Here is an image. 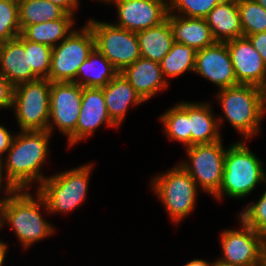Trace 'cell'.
Instances as JSON below:
<instances>
[{
    "mask_svg": "<svg viewBox=\"0 0 266 266\" xmlns=\"http://www.w3.org/2000/svg\"><path fill=\"white\" fill-rule=\"evenodd\" d=\"M151 184V189L161 199L174 223L184 219L195 208L198 186L180 164L155 176Z\"/></svg>",
    "mask_w": 266,
    "mask_h": 266,
    "instance_id": "cell-6",
    "label": "cell"
},
{
    "mask_svg": "<svg viewBox=\"0 0 266 266\" xmlns=\"http://www.w3.org/2000/svg\"><path fill=\"white\" fill-rule=\"evenodd\" d=\"M4 199H6V197L4 198H2V199H0V218H1V202L4 200ZM0 229H1V221H0Z\"/></svg>",
    "mask_w": 266,
    "mask_h": 266,
    "instance_id": "cell-44",
    "label": "cell"
},
{
    "mask_svg": "<svg viewBox=\"0 0 266 266\" xmlns=\"http://www.w3.org/2000/svg\"><path fill=\"white\" fill-rule=\"evenodd\" d=\"M239 84L266 89V66L258 51L245 36L226 42Z\"/></svg>",
    "mask_w": 266,
    "mask_h": 266,
    "instance_id": "cell-15",
    "label": "cell"
},
{
    "mask_svg": "<svg viewBox=\"0 0 266 266\" xmlns=\"http://www.w3.org/2000/svg\"><path fill=\"white\" fill-rule=\"evenodd\" d=\"M92 164L82 165L46 178L37 192L47 205V212L68 213L82 203L88 191Z\"/></svg>",
    "mask_w": 266,
    "mask_h": 266,
    "instance_id": "cell-5",
    "label": "cell"
},
{
    "mask_svg": "<svg viewBox=\"0 0 266 266\" xmlns=\"http://www.w3.org/2000/svg\"><path fill=\"white\" fill-rule=\"evenodd\" d=\"M73 15L66 13L62 18L39 24L25 26L21 35L28 41L55 47L57 42L63 41L72 31Z\"/></svg>",
    "mask_w": 266,
    "mask_h": 266,
    "instance_id": "cell-25",
    "label": "cell"
},
{
    "mask_svg": "<svg viewBox=\"0 0 266 266\" xmlns=\"http://www.w3.org/2000/svg\"><path fill=\"white\" fill-rule=\"evenodd\" d=\"M118 73L119 71L112 63L95 47L88 58L79 66L74 83L81 87L103 88Z\"/></svg>",
    "mask_w": 266,
    "mask_h": 266,
    "instance_id": "cell-23",
    "label": "cell"
},
{
    "mask_svg": "<svg viewBox=\"0 0 266 266\" xmlns=\"http://www.w3.org/2000/svg\"><path fill=\"white\" fill-rule=\"evenodd\" d=\"M263 266H266V238H264Z\"/></svg>",
    "mask_w": 266,
    "mask_h": 266,
    "instance_id": "cell-42",
    "label": "cell"
},
{
    "mask_svg": "<svg viewBox=\"0 0 266 266\" xmlns=\"http://www.w3.org/2000/svg\"><path fill=\"white\" fill-rule=\"evenodd\" d=\"M19 23L25 26L62 18L66 12L48 0H18Z\"/></svg>",
    "mask_w": 266,
    "mask_h": 266,
    "instance_id": "cell-26",
    "label": "cell"
},
{
    "mask_svg": "<svg viewBox=\"0 0 266 266\" xmlns=\"http://www.w3.org/2000/svg\"><path fill=\"white\" fill-rule=\"evenodd\" d=\"M216 42L243 36L237 0H222L205 17Z\"/></svg>",
    "mask_w": 266,
    "mask_h": 266,
    "instance_id": "cell-20",
    "label": "cell"
},
{
    "mask_svg": "<svg viewBox=\"0 0 266 266\" xmlns=\"http://www.w3.org/2000/svg\"><path fill=\"white\" fill-rule=\"evenodd\" d=\"M255 1L266 10V0H255Z\"/></svg>",
    "mask_w": 266,
    "mask_h": 266,
    "instance_id": "cell-43",
    "label": "cell"
},
{
    "mask_svg": "<svg viewBox=\"0 0 266 266\" xmlns=\"http://www.w3.org/2000/svg\"><path fill=\"white\" fill-rule=\"evenodd\" d=\"M240 223V230L222 231L223 256L218 260L232 266H263L264 237Z\"/></svg>",
    "mask_w": 266,
    "mask_h": 266,
    "instance_id": "cell-12",
    "label": "cell"
},
{
    "mask_svg": "<svg viewBox=\"0 0 266 266\" xmlns=\"http://www.w3.org/2000/svg\"><path fill=\"white\" fill-rule=\"evenodd\" d=\"M102 124L117 127L110 119L102 88L82 87V102L76 125V143L93 135Z\"/></svg>",
    "mask_w": 266,
    "mask_h": 266,
    "instance_id": "cell-17",
    "label": "cell"
},
{
    "mask_svg": "<svg viewBox=\"0 0 266 266\" xmlns=\"http://www.w3.org/2000/svg\"><path fill=\"white\" fill-rule=\"evenodd\" d=\"M213 114L211 106L207 103H190L188 101L191 145L210 144L221 140L219 127L223 117L215 119Z\"/></svg>",
    "mask_w": 266,
    "mask_h": 266,
    "instance_id": "cell-22",
    "label": "cell"
},
{
    "mask_svg": "<svg viewBox=\"0 0 266 266\" xmlns=\"http://www.w3.org/2000/svg\"><path fill=\"white\" fill-rule=\"evenodd\" d=\"M217 98L229 123L245 140L259 132L266 112L265 90L250 84L220 89Z\"/></svg>",
    "mask_w": 266,
    "mask_h": 266,
    "instance_id": "cell-3",
    "label": "cell"
},
{
    "mask_svg": "<svg viewBox=\"0 0 266 266\" xmlns=\"http://www.w3.org/2000/svg\"><path fill=\"white\" fill-rule=\"evenodd\" d=\"M102 89L108 115L117 127L123 121L129 106L145 102L121 72Z\"/></svg>",
    "mask_w": 266,
    "mask_h": 266,
    "instance_id": "cell-19",
    "label": "cell"
},
{
    "mask_svg": "<svg viewBox=\"0 0 266 266\" xmlns=\"http://www.w3.org/2000/svg\"><path fill=\"white\" fill-rule=\"evenodd\" d=\"M15 86L0 73V109L13 108Z\"/></svg>",
    "mask_w": 266,
    "mask_h": 266,
    "instance_id": "cell-34",
    "label": "cell"
},
{
    "mask_svg": "<svg viewBox=\"0 0 266 266\" xmlns=\"http://www.w3.org/2000/svg\"><path fill=\"white\" fill-rule=\"evenodd\" d=\"M188 162H179L183 169L192 177L197 186L215 196L220 189L224 171V149L222 140L210 144H196L185 147Z\"/></svg>",
    "mask_w": 266,
    "mask_h": 266,
    "instance_id": "cell-10",
    "label": "cell"
},
{
    "mask_svg": "<svg viewBox=\"0 0 266 266\" xmlns=\"http://www.w3.org/2000/svg\"><path fill=\"white\" fill-rule=\"evenodd\" d=\"M0 73L14 86L39 79L29 67V41L21 34L2 44Z\"/></svg>",
    "mask_w": 266,
    "mask_h": 266,
    "instance_id": "cell-16",
    "label": "cell"
},
{
    "mask_svg": "<svg viewBox=\"0 0 266 266\" xmlns=\"http://www.w3.org/2000/svg\"><path fill=\"white\" fill-rule=\"evenodd\" d=\"M184 266H212V263L201 259H195L186 263Z\"/></svg>",
    "mask_w": 266,
    "mask_h": 266,
    "instance_id": "cell-38",
    "label": "cell"
},
{
    "mask_svg": "<svg viewBox=\"0 0 266 266\" xmlns=\"http://www.w3.org/2000/svg\"><path fill=\"white\" fill-rule=\"evenodd\" d=\"M194 72L217 85L219 89L239 84L226 42H215L197 50Z\"/></svg>",
    "mask_w": 266,
    "mask_h": 266,
    "instance_id": "cell-14",
    "label": "cell"
},
{
    "mask_svg": "<svg viewBox=\"0 0 266 266\" xmlns=\"http://www.w3.org/2000/svg\"><path fill=\"white\" fill-rule=\"evenodd\" d=\"M20 34L18 0H0V41L5 43Z\"/></svg>",
    "mask_w": 266,
    "mask_h": 266,
    "instance_id": "cell-30",
    "label": "cell"
},
{
    "mask_svg": "<svg viewBox=\"0 0 266 266\" xmlns=\"http://www.w3.org/2000/svg\"><path fill=\"white\" fill-rule=\"evenodd\" d=\"M87 24L94 34L95 47L119 72L141 57L136 32L93 19Z\"/></svg>",
    "mask_w": 266,
    "mask_h": 266,
    "instance_id": "cell-9",
    "label": "cell"
},
{
    "mask_svg": "<svg viewBox=\"0 0 266 266\" xmlns=\"http://www.w3.org/2000/svg\"><path fill=\"white\" fill-rule=\"evenodd\" d=\"M61 7L66 13L73 15L74 10L79 5V0H48Z\"/></svg>",
    "mask_w": 266,
    "mask_h": 266,
    "instance_id": "cell-37",
    "label": "cell"
},
{
    "mask_svg": "<svg viewBox=\"0 0 266 266\" xmlns=\"http://www.w3.org/2000/svg\"><path fill=\"white\" fill-rule=\"evenodd\" d=\"M118 11L117 27L139 32L157 26L167 19L166 0H111Z\"/></svg>",
    "mask_w": 266,
    "mask_h": 266,
    "instance_id": "cell-13",
    "label": "cell"
},
{
    "mask_svg": "<svg viewBox=\"0 0 266 266\" xmlns=\"http://www.w3.org/2000/svg\"><path fill=\"white\" fill-rule=\"evenodd\" d=\"M212 266H232V265L226 264V263H223V262L217 260V261L212 263Z\"/></svg>",
    "mask_w": 266,
    "mask_h": 266,
    "instance_id": "cell-41",
    "label": "cell"
},
{
    "mask_svg": "<svg viewBox=\"0 0 266 266\" xmlns=\"http://www.w3.org/2000/svg\"><path fill=\"white\" fill-rule=\"evenodd\" d=\"M196 52L193 47L174 42L171 50L160 62L164 79L178 77L184 72H194Z\"/></svg>",
    "mask_w": 266,
    "mask_h": 266,
    "instance_id": "cell-28",
    "label": "cell"
},
{
    "mask_svg": "<svg viewBox=\"0 0 266 266\" xmlns=\"http://www.w3.org/2000/svg\"><path fill=\"white\" fill-rule=\"evenodd\" d=\"M48 79H37L15 86L13 109L20 130H48L50 116Z\"/></svg>",
    "mask_w": 266,
    "mask_h": 266,
    "instance_id": "cell-7",
    "label": "cell"
},
{
    "mask_svg": "<svg viewBox=\"0 0 266 266\" xmlns=\"http://www.w3.org/2000/svg\"><path fill=\"white\" fill-rule=\"evenodd\" d=\"M266 181L261 160L242 142L228 147L224 158V171L219 192L214 196L242 198L251 193L258 184Z\"/></svg>",
    "mask_w": 266,
    "mask_h": 266,
    "instance_id": "cell-4",
    "label": "cell"
},
{
    "mask_svg": "<svg viewBox=\"0 0 266 266\" xmlns=\"http://www.w3.org/2000/svg\"><path fill=\"white\" fill-rule=\"evenodd\" d=\"M81 31V32H80ZM72 32L52 48L50 82H74L79 66L95 48V37L88 24Z\"/></svg>",
    "mask_w": 266,
    "mask_h": 266,
    "instance_id": "cell-8",
    "label": "cell"
},
{
    "mask_svg": "<svg viewBox=\"0 0 266 266\" xmlns=\"http://www.w3.org/2000/svg\"><path fill=\"white\" fill-rule=\"evenodd\" d=\"M14 136L4 127L0 125V159L2 160L4 152L11 147Z\"/></svg>",
    "mask_w": 266,
    "mask_h": 266,
    "instance_id": "cell-36",
    "label": "cell"
},
{
    "mask_svg": "<svg viewBox=\"0 0 266 266\" xmlns=\"http://www.w3.org/2000/svg\"><path fill=\"white\" fill-rule=\"evenodd\" d=\"M121 73L144 101L151 99L161 89L168 86L162 74L160 63L140 57L125 67Z\"/></svg>",
    "mask_w": 266,
    "mask_h": 266,
    "instance_id": "cell-18",
    "label": "cell"
},
{
    "mask_svg": "<svg viewBox=\"0 0 266 266\" xmlns=\"http://www.w3.org/2000/svg\"><path fill=\"white\" fill-rule=\"evenodd\" d=\"M166 135L171 140L191 146L190 119L188 117V102H181L171 107L160 117Z\"/></svg>",
    "mask_w": 266,
    "mask_h": 266,
    "instance_id": "cell-27",
    "label": "cell"
},
{
    "mask_svg": "<svg viewBox=\"0 0 266 266\" xmlns=\"http://www.w3.org/2000/svg\"><path fill=\"white\" fill-rule=\"evenodd\" d=\"M167 19L171 25L175 42L191 46L195 50L206 48L216 42L205 18L168 13Z\"/></svg>",
    "mask_w": 266,
    "mask_h": 266,
    "instance_id": "cell-21",
    "label": "cell"
},
{
    "mask_svg": "<svg viewBox=\"0 0 266 266\" xmlns=\"http://www.w3.org/2000/svg\"><path fill=\"white\" fill-rule=\"evenodd\" d=\"M240 221L266 238V191L258 202H252L239 215Z\"/></svg>",
    "mask_w": 266,
    "mask_h": 266,
    "instance_id": "cell-32",
    "label": "cell"
},
{
    "mask_svg": "<svg viewBox=\"0 0 266 266\" xmlns=\"http://www.w3.org/2000/svg\"><path fill=\"white\" fill-rule=\"evenodd\" d=\"M243 36L266 31V10L255 0H237Z\"/></svg>",
    "mask_w": 266,
    "mask_h": 266,
    "instance_id": "cell-29",
    "label": "cell"
},
{
    "mask_svg": "<svg viewBox=\"0 0 266 266\" xmlns=\"http://www.w3.org/2000/svg\"><path fill=\"white\" fill-rule=\"evenodd\" d=\"M3 162H2V160L0 159V189H1V186H2V182H3Z\"/></svg>",
    "mask_w": 266,
    "mask_h": 266,
    "instance_id": "cell-40",
    "label": "cell"
},
{
    "mask_svg": "<svg viewBox=\"0 0 266 266\" xmlns=\"http://www.w3.org/2000/svg\"><path fill=\"white\" fill-rule=\"evenodd\" d=\"M222 0H169V13L178 11V16L205 18ZM173 10V11H172Z\"/></svg>",
    "mask_w": 266,
    "mask_h": 266,
    "instance_id": "cell-31",
    "label": "cell"
},
{
    "mask_svg": "<svg viewBox=\"0 0 266 266\" xmlns=\"http://www.w3.org/2000/svg\"><path fill=\"white\" fill-rule=\"evenodd\" d=\"M252 46L258 51L266 66V31L246 36Z\"/></svg>",
    "mask_w": 266,
    "mask_h": 266,
    "instance_id": "cell-35",
    "label": "cell"
},
{
    "mask_svg": "<svg viewBox=\"0 0 266 266\" xmlns=\"http://www.w3.org/2000/svg\"><path fill=\"white\" fill-rule=\"evenodd\" d=\"M25 191V189L15 190L1 202L0 221L1 227L6 222L10 224L23 247L28 248L50 236L54 228L39 211L41 206L47 209L43 197L37 192L35 198Z\"/></svg>",
    "mask_w": 266,
    "mask_h": 266,
    "instance_id": "cell-2",
    "label": "cell"
},
{
    "mask_svg": "<svg viewBox=\"0 0 266 266\" xmlns=\"http://www.w3.org/2000/svg\"><path fill=\"white\" fill-rule=\"evenodd\" d=\"M52 47L29 41V67L39 79H48Z\"/></svg>",
    "mask_w": 266,
    "mask_h": 266,
    "instance_id": "cell-33",
    "label": "cell"
},
{
    "mask_svg": "<svg viewBox=\"0 0 266 266\" xmlns=\"http://www.w3.org/2000/svg\"><path fill=\"white\" fill-rule=\"evenodd\" d=\"M82 102V87L74 82H51L48 131L55 124L68 137L69 145L76 144V125ZM52 121V122H51Z\"/></svg>",
    "mask_w": 266,
    "mask_h": 266,
    "instance_id": "cell-11",
    "label": "cell"
},
{
    "mask_svg": "<svg viewBox=\"0 0 266 266\" xmlns=\"http://www.w3.org/2000/svg\"><path fill=\"white\" fill-rule=\"evenodd\" d=\"M50 135L48 130H22L14 136L7 158L2 161L7 179L5 194L26 189L33 181L40 185L46 179L40 170L48 156Z\"/></svg>",
    "mask_w": 266,
    "mask_h": 266,
    "instance_id": "cell-1",
    "label": "cell"
},
{
    "mask_svg": "<svg viewBox=\"0 0 266 266\" xmlns=\"http://www.w3.org/2000/svg\"><path fill=\"white\" fill-rule=\"evenodd\" d=\"M136 35L141 57L157 63L161 62L175 42L168 19L157 26L139 31Z\"/></svg>",
    "mask_w": 266,
    "mask_h": 266,
    "instance_id": "cell-24",
    "label": "cell"
},
{
    "mask_svg": "<svg viewBox=\"0 0 266 266\" xmlns=\"http://www.w3.org/2000/svg\"><path fill=\"white\" fill-rule=\"evenodd\" d=\"M99 1H104V2H106V3H108V2H110L111 0H99Z\"/></svg>",
    "mask_w": 266,
    "mask_h": 266,
    "instance_id": "cell-45",
    "label": "cell"
},
{
    "mask_svg": "<svg viewBox=\"0 0 266 266\" xmlns=\"http://www.w3.org/2000/svg\"><path fill=\"white\" fill-rule=\"evenodd\" d=\"M2 44H3V42H2V41H0V51H1V48H2Z\"/></svg>",
    "mask_w": 266,
    "mask_h": 266,
    "instance_id": "cell-46",
    "label": "cell"
},
{
    "mask_svg": "<svg viewBox=\"0 0 266 266\" xmlns=\"http://www.w3.org/2000/svg\"><path fill=\"white\" fill-rule=\"evenodd\" d=\"M7 248V244H5V242L0 241V266L4 264Z\"/></svg>",
    "mask_w": 266,
    "mask_h": 266,
    "instance_id": "cell-39",
    "label": "cell"
}]
</instances>
